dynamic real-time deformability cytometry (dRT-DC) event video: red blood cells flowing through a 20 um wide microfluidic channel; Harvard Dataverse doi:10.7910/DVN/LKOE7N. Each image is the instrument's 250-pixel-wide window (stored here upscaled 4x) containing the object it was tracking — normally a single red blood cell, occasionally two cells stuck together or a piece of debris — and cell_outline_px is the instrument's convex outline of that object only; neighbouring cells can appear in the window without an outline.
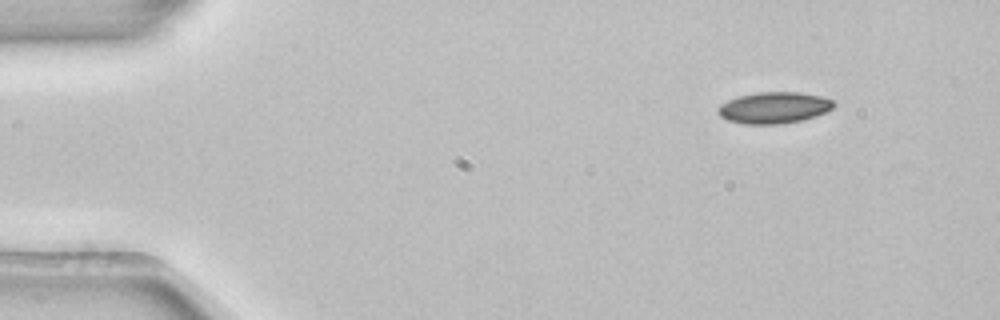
{"species": "common noctule bat (a hibernating species)", "species_latin": "Nyctalus noctula", "temperature_condition": "room temperature", "stored_images_in_passage": 3, "camera_frame_rate_fps": 3000, "um_per_image_px": 0.085, "animal": {"sex": "female", "body_mass_g": 22.7, "forearm_length_mm": 54.2}, "frame": {"image": 1, "passage_image": 1, "time_ms": 0.0, "image_size_px": [1000, 320], "cell_outline_px": [[836, 104], [832, 108], [816, 116], [800, 120], [780, 124], [744, 124], [728, 120], [720, 116], [716, 112], [716, 108], [720, 104], [728, 100], [740, 96], [756, 92], [800, 92], [820, 96], [832, 100]], "centroid_in_image_um": [65.75, 9.15], "position_along_channel_um": 19.2, "area_um2": 21.15}}